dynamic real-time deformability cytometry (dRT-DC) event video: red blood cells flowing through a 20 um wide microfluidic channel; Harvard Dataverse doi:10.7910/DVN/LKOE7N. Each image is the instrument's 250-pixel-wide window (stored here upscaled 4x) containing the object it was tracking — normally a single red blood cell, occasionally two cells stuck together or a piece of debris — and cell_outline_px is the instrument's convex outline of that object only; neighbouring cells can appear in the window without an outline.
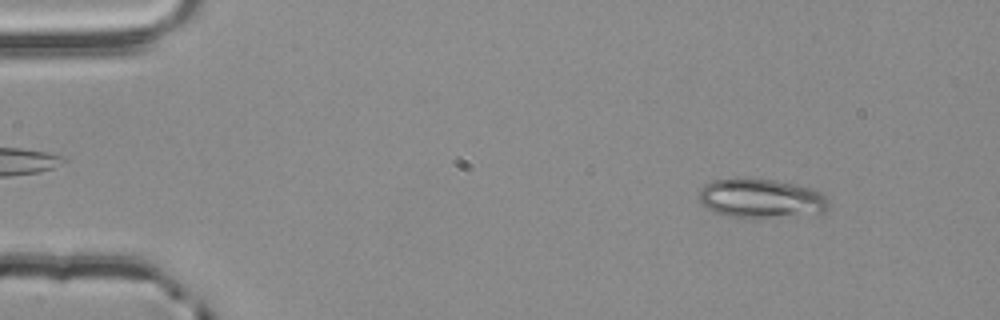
{"species": "common noctule bat (a hibernating species)", "species_latin": "Nyctalus noctula", "temperature_condition": "room temperature", "stored_images_in_passage": 4, "segment_of_instrument_passage": [1, 2], "camera_frame_rate_fps": 3000, "um_per_image_px": 0.085, "animal": {"sex": "male", "body_mass_g": 20.4}, "frame": {"image": 1, "passage_image": 1, "time_ms": 0.0, "image_size_px": [1000, 320], "cell_outline_px": [[828, 208], [824, 212], [768, 216], [728, 216], [704, 208], [700, 204], [700, 188], [704, 184], [712, 180], [732, 176], [748, 176], [776, 180], [812, 188], [828, 196]], "centroid_in_image_um": [64.61, 16.78], "position_along_channel_um": 20.4, "area_um2": 29.77}}